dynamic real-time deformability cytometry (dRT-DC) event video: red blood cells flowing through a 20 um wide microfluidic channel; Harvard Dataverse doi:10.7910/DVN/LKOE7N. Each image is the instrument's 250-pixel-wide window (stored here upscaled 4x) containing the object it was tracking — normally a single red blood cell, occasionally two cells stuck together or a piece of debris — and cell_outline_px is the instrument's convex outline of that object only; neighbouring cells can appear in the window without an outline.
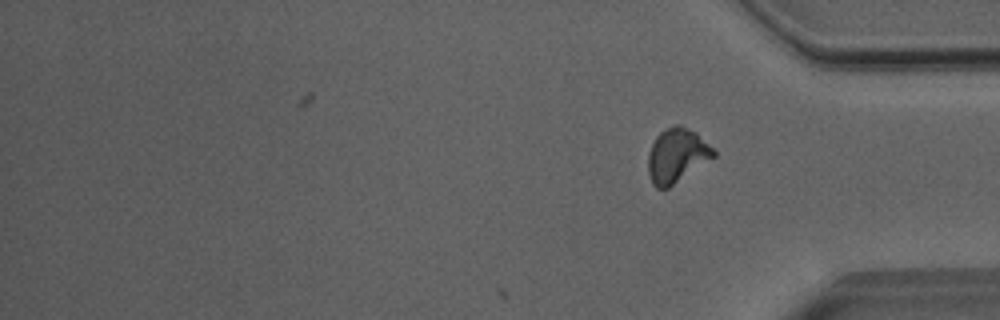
{"species": "Egyptian fruit bat (a non-hibernating species)", "species_latin": "Rousettus aegyptiacus", "temperature_condition": "room temperature", "stored_images_in_passage": 29, "camera_frame_rate_fps": 3000, "um_per_image_px": 0.085, "animal": {"sex": "male"}, "frame": {"image": 1, "passage_image": 29, "time_ms": 9.333, "image_size_px": [1000, 320], "cell_outline_px": [[716, 156], [668, 188], [656, 188], [652, 184], [648, 172], [648, 152], [656, 136], [664, 128], [676, 124], [680, 124], [696, 132], [716, 152]], "centroid_in_image_um": [57.51, 13.2], "position_along_channel_um": 377.7, "area_um2": 20.69}, "authors_computed_cell_mechanics": {"area_um2": 20.0566, "velocity_mm_per_s": 4.0249, "shape_relaxation_time_tau1_ms": 6.7707, "shape_relaxation_time_tau2_ms": 1.036, "deformation_change_tau1": 0.1872, "deformation_change_tau2": 0.0595}}